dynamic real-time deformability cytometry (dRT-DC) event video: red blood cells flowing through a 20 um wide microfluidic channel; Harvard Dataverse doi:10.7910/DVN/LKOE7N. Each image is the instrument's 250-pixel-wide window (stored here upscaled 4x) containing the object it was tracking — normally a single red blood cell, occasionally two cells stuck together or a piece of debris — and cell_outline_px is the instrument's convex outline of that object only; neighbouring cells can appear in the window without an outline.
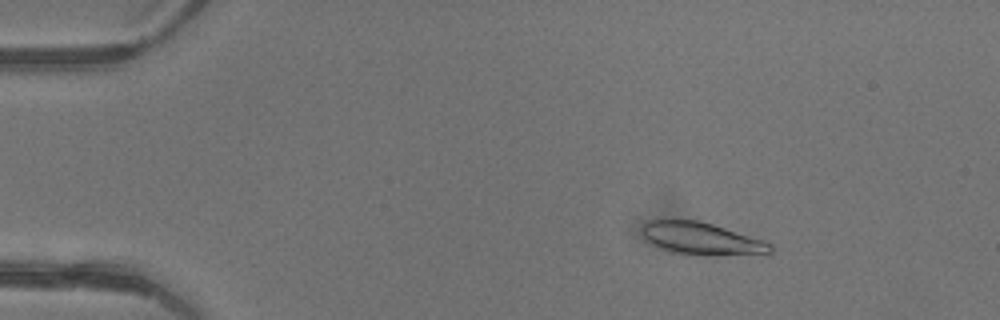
{"species": "common noctule bat (a hibernating species)", "species_latin": "Nyctalus noctula", "temperature_condition": "warm", "stored_images_in_passage": 4, "camera_frame_rate_fps": 3000, "um_per_image_px": 0.085, "animal": {"sex": "female"}, "frame": {"image": 1, "passage_image": 2, "time_ms": 0.333, "image_size_px": [1000, 320], "cell_outline_px": [[772, 252], [716, 256], [688, 256], [672, 252], [660, 248], [644, 240], [640, 232], [640, 228], [648, 220], [700, 220], [764, 240], [772, 244]], "centroid_in_image_um": [59.56, 20.29], "position_along_channel_um": 25.4, "area_um2": 24.68}}